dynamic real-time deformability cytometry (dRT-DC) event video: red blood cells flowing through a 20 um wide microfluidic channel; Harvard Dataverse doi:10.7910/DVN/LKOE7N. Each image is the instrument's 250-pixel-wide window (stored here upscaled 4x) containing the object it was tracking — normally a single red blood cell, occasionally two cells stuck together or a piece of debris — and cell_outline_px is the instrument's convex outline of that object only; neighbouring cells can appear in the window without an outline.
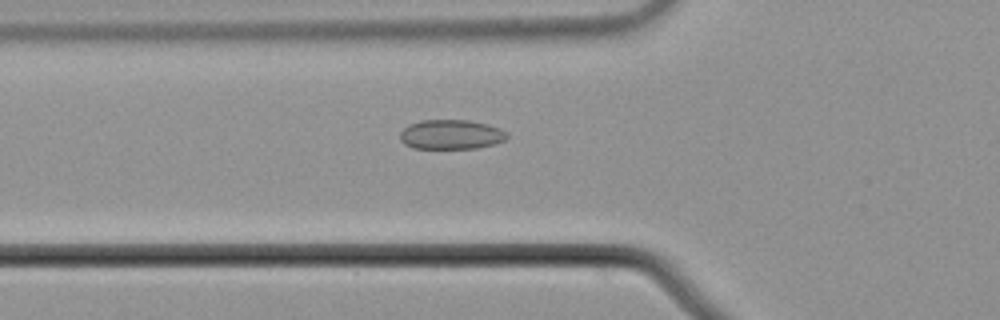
{"species": "common noctule bat (a hibernating species)", "species_latin": "Nyctalus noctula", "temperature_condition": "cold", "stored_images_in_passage": 56, "camera_frame_rate_fps": 3000, "um_per_image_px": 0.085, "animal": {"sex": "male", "body_mass_g": 21.5, "forearm_length_mm": 52.0}, "frame": {"image": 1, "passage_image": 20, "time_ms": 6.333, "image_size_px": [1000, 320], "cell_outline_px": [[508, 136], [504, 140], [492, 144], [476, 148], [412, 148], [404, 144], [400, 140], [400, 132], [408, 124], [420, 120], [468, 120], [488, 124], [500, 128], [508, 132]], "centroid_in_image_um": [38.32, 11.42], "position_along_channel_um": 87.5, "area_um2": 18.5}}
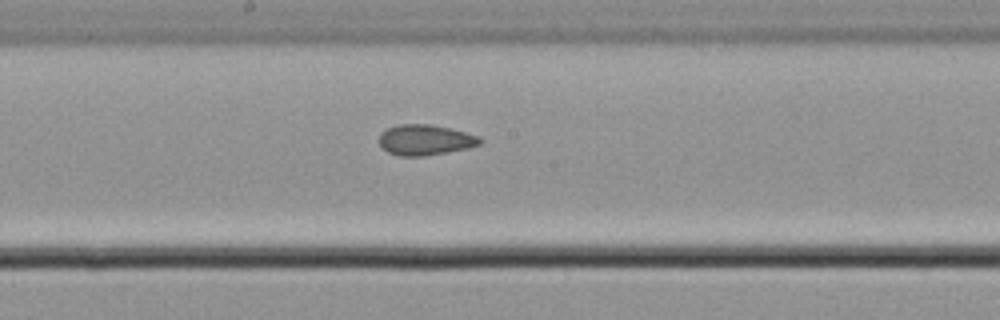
{"frame": {"image": 2, "passage_image": 30, "time_ms": 9.667, "image_size_px": [1000, 320], "cell_outline_px": [[484, 140], [480, 144], [468, 148], [424, 156], [400, 156], [388, 152], [380, 144], [380, 132], [396, 124], [432, 124], [480, 136]], "centroid_in_image_um": [36.15, 11.88], "position_along_channel_um": 212.0, "area_um2": 17.92}}
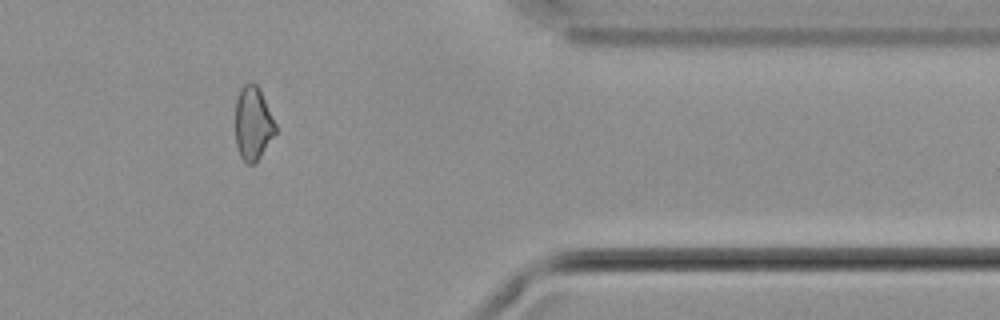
{"frame": {"image": 3, "passage_image": 46, "time_ms": 15.0, "image_size_px": [1000, 320], "cell_outline_px": [[276, 132], [256, 164], [248, 164], [240, 156], [236, 144], [236, 100], [240, 88], [244, 84], [252, 80], [256, 84], [276, 124]], "centroid_in_image_um": [21.49, 10.5], "position_along_channel_um": 389.9, "area_um2": 17.11}, "authors_computed_cell_mechanics": {"area_um2": 18.4671, "velocity_mm_per_s": 3.7247, "shape_relaxation_time_tau1_ms": null, "shape_relaxation_time_tau2_ms": 3.2373, "deformation_change_tau1": null, "deformation_change_tau2": 0.099}}